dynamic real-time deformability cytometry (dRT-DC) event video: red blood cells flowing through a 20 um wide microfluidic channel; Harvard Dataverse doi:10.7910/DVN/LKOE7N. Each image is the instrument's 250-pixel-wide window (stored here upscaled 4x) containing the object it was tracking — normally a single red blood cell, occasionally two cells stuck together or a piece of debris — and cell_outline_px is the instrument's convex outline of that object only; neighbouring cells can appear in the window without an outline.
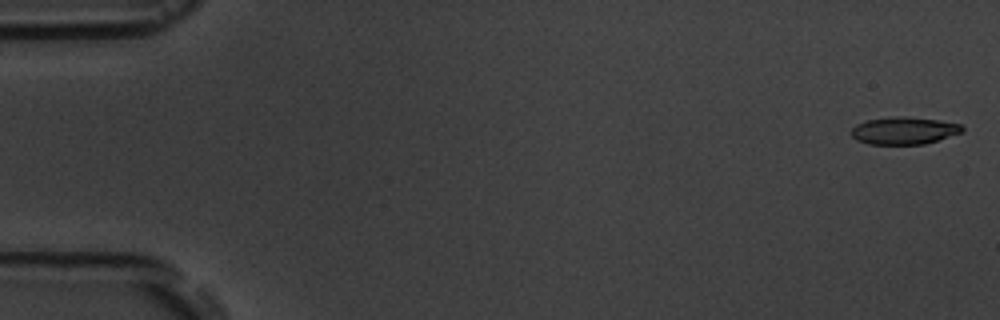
{"species": "common noctule bat (a hibernating species)", "species_latin": "Nyctalus noctula", "temperature_condition": "room temperature", "stored_images_in_passage": 6, "segment_of_instrument_passage": [2, 2], "camera_frame_rate_fps": 3000, "um_per_image_px": 0.085, "animal": {"sex": "male", "body_mass_g": 19.5, "forearm_length_mm": 54.6}, "frame": {"image": 1, "passage_image": 6, "time_ms": 6.0, "image_size_px": [1000, 320], "cell_outline_px": [[964, 132], [924, 144], [868, 144], [856, 140], [848, 132], [856, 124], [868, 120], [896, 116], [904, 116], [936, 120], [960, 124], [964, 128]], "centroid_in_image_um": [76.81, 11.11], "position_along_channel_um": 8.2, "area_um2": 17.69}}